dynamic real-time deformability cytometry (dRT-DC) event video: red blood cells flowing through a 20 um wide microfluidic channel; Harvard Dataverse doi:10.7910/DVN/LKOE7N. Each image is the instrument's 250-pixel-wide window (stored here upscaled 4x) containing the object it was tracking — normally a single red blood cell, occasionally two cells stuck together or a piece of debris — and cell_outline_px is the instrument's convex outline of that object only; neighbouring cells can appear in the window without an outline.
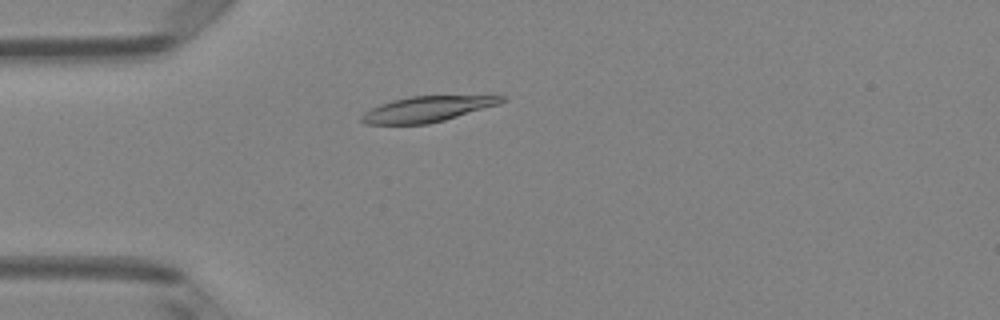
{"species": "Egyptian fruit bat (a non-hibernating species)", "species_latin": "Rousettus aegyptiacus", "temperature_condition": "room temperature", "stored_images_in_passage": 5, "camera_frame_rate_fps": 3000, "um_per_image_px": 0.085, "animal": {"sex": "female"}, "frame": {"image": 1, "passage_image": 4, "time_ms": 1.0, "image_size_px": [1000, 320], "cell_outline_px": [[508, 96], [500, 104], [444, 120], [428, 124], [364, 124], [360, 120], [360, 116], [364, 112], [380, 104], [392, 100], [408, 96]], "centroid_in_image_um": [36.27, 9.27], "position_along_channel_um": 48.7, "area_um2": 20.75}}